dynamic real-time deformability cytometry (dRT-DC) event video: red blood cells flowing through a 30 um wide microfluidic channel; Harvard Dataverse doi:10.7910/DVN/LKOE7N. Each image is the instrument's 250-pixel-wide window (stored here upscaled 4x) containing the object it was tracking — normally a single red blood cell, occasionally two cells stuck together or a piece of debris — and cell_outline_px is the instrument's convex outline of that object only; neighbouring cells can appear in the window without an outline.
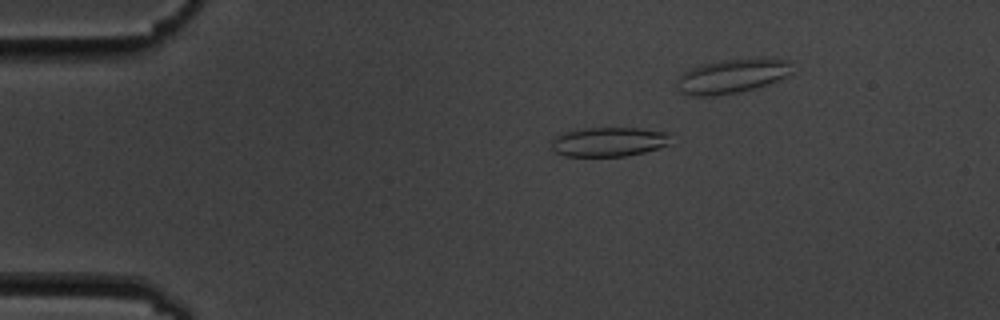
{"species": "common noctule bat (a hibernating species)", "species_latin": "Nyctalus noctula", "temperature_condition": "cold", "stored_images_in_passage": 12, "camera_frame_rate_fps": 3000, "um_per_image_px": 0.085, "animal": {"sex": "male", "body_mass_g": 19.5, "forearm_length_mm": 54.6}, "frame": {"image": 1, "passage_image": 3, "time_ms": 2.333, "image_size_px": [1000, 320], "cell_outline_px": [[668, 144], [644, 152], [624, 156], [564, 156], [556, 152], [552, 148], [552, 136], [560, 132], [572, 128], [640, 128], [668, 132]], "centroid_in_image_um": [51.64, 12.03], "position_along_channel_um": 33.4, "area_um2": 20.58}}
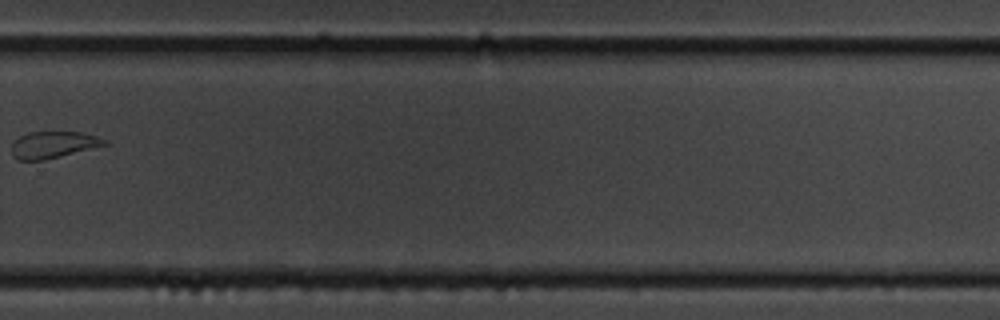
{"frame": {"image": 2, "passage_image": 12, "time_ms": 13.333, "image_size_px": [1000, 320], "cell_outline_px": [[108, 144], [44, 160], [16, 160], [12, 156], [12, 140], [28, 132], [80, 132], [96, 136], [108, 140]], "centroid_in_image_um": [4.48, 12.3], "position_along_channel_um": 325.3, "area_um2": 14.45}}